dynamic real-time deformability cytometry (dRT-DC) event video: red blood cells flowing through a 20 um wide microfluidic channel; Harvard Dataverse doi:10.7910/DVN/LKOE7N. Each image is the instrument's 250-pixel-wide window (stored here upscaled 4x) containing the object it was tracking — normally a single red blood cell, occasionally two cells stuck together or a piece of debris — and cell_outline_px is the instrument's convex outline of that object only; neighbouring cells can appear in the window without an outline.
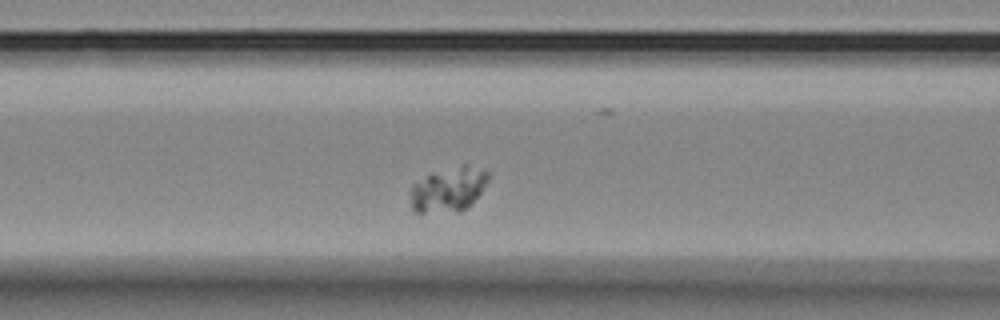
{"species": "Egyptian fruit bat (a non-hibernating species)", "species_latin": "Rousettus aegyptiacus", "temperature_condition": "room temperature", "stored_images_in_passage": 37, "camera_frame_rate_fps": 3000, "um_per_image_px": 0.085, "animal": {"sex": "female"}, "frame": {"image": 1, "passage_image": 11, "time_ms": 3.333, "image_size_px": [1000, 320], "cell_outline_px": [[492, 176], [480, 192], [460, 212], [416, 212], [412, 208], [412, 184], [432, 172], [464, 164], [488, 172]], "centroid_in_image_um": [38.12, 16.08], "position_along_channel_um": 128.5, "area_um2": 19.88}}
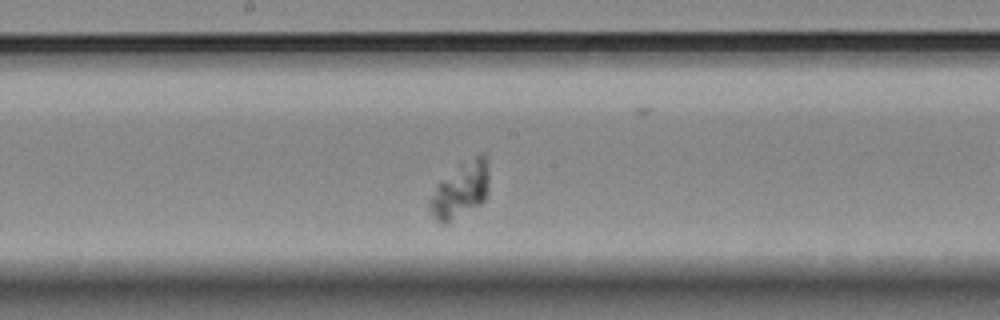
{"frame": {"image": 2, "passage_image": 18, "time_ms": 5.667, "image_size_px": [1000, 320], "cell_outline_px": [[488, 192], [484, 200], [480, 204], [444, 224], [440, 224], [436, 220], [428, 208], [428, 200], [436, 184], [460, 164], [480, 152], [484, 152], [488, 176]], "centroid_in_image_um": [39.11, 16.14], "position_along_channel_um": 209.1, "area_um2": 19.19}}
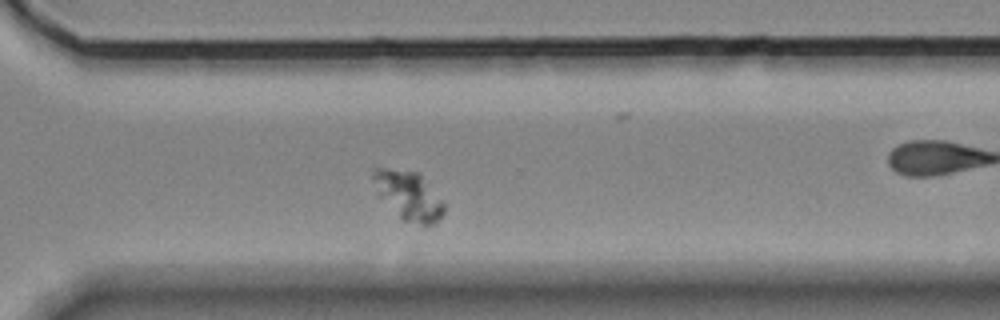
{"frame": {"image": 3, "passage_image": 29, "time_ms": 9.333, "image_size_px": [1000, 320], "cell_outline_px": [[444, 212], [440, 220], [432, 224], [420, 224], [400, 220], [376, 196], [372, 176], [372, 168], [384, 168], [420, 172], [444, 204]], "centroid_in_image_um": [34.66, 16.63], "position_along_channel_um": 335.9, "area_um2": 20.63}}